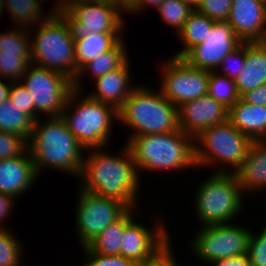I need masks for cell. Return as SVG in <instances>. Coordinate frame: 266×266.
<instances>
[{
  "label": "cell",
  "mask_w": 266,
  "mask_h": 266,
  "mask_svg": "<svg viewBox=\"0 0 266 266\" xmlns=\"http://www.w3.org/2000/svg\"><path fill=\"white\" fill-rule=\"evenodd\" d=\"M9 229H0V266H25L24 245Z\"/></svg>",
  "instance_id": "32"
},
{
  "label": "cell",
  "mask_w": 266,
  "mask_h": 266,
  "mask_svg": "<svg viewBox=\"0 0 266 266\" xmlns=\"http://www.w3.org/2000/svg\"><path fill=\"white\" fill-rule=\"evenodd\" d=\"M199 184L194 192L193 209L201 226L238 221L245 209V194L235 173H211Z\"/></svg>",
  "instance_id": "8"
},
{
  "label": "cell",
  "mask_w": 266,
  "mask_h": 266,
  "mask_svg": "<svg viewBox=\"0 0 266 266\" xmlns=\"http://www.w3.org/2000/svg\"><path fill=\"white\" fill-rule=\"evenodd\" d=\"M14 200L15 198L13 196L0 193V229L10 228L9 226L4 225V222L5 220H7V217L9 218V216L11 215V212L13 211V208H14L13 206L15 204Z\"/></svg>",
  "instance_id": "41"
},
{
  "label": "cell",
  "mask_w": 266,
  "mask_h": 266,
  "mask_svg": "<svg viewBox=\"0 0 266 266\" xmlns=\"http://www.w3.org/2000/svg\"><path fill=\"white\" fill-rule=\"evenodd\" d=\"M45 1V4H46V1L47 0H44ZM60 8H66V0H57V4L54 5L53 8H51L53 11H57L59 10Z\"/></svg>",
  "instance_id": "48"
},
{
  "label": "cell",
  "mask_w": 266,
  "mask_h": 266,
  "mask_svg": "<svg viewBox=\"0 0 266 266\" xmlns=\"http://www.w3.org/2000/svg\"><path fill=\"white\" fill-rule=\"evenodd\" d=\"M208 265H211V266H251V263L249 261L248 254H244V255L228 257L226 259L215 260V261L208 263Z\"/></svg>",
  "instance_id": "43"
},
{
  "label": "cell",
  "mask_w": 266,
  "mask_h": 266,
  "mask_svg": "<svg viewBox=\"0 0 266 266\" xmlns=\"http://www.w3.org/2000/svg\"><path fill=\"white\" fill-rule=\"evenodd\" d=\"M90 2V1H99V0H66V8L68 9L72 4L78 3V2Z\"/></svg>",
  "instance_id": "49"
},
{
  "label": "cell",
  "mask_w": 266,
  "mask_h": 266,
  "mask_svg": "<svg viewBox=\"0 0 266 266\" xmlns=\"http://www.w3.org/2000/svg\"><path fill=\"white\" fill-rule=\"evenodd\" d=\"M208 95L227 110L240 99L235 80L223 76L217 71L209 72Z\"/></svg>",
  "instance_id": "29"
},
{
  "label": "cell",
  "mask_w": 266,
  "mask_h": 266,
  "mask_svg": "<svg viewBox=\"0 0 266 266\" xmlns=\"http://www.w3.org/2000/svg\"><path fill=\"white\" fill-rule=\"evenodd\" d=\"M83 93L73 89L61 117L85 150L108 147L113 125L118 122V110Z\"/></svg>",
  "instance_id": "5"
},
{
  "label": "cell",
  "mask_w": 266,
  "mask_h": 266,
  "mask_svg": "<svg viewBox=\"0 0 266 266\" xmlns=\"http://www.w3.org/2000/svg\"><path fill=\"white\" fill-rule=\"evenodd\" d=\"M245 57L246 42H243L239 47L222 59L216 71L223 76L236 80L244 67Z\"/></svg>",
  "instance_id": "35"
},
{
  "label": "cell",
  "mask_w": 266,
  "mask_h": 266,
  "mask_svg": "<svg viewBox=\"0 0 266 266\" xmlns=\"http://www.w3.org/2000/svg\"><path fill=\"white\" fill-rule=\"evenodd\" d=\"M160 87L163 96L177 108L208 94L209 70L189 65L183 58L169 57L161 62Z\"/></svg>",
  "instance_id": "12"
},
{
  "label": "cell",
  "mask_w": 266,
  "mask_h": 266,
  "mask_svg": "<svg viewBox=\"0 0 266 266\" xmlns=\"http://www.w3.org/2000/svg\"><path fill=\"white\" fill-rule=\"evenodd\" d=\"M185 4H187L192 10H197L200 6L202 0H182Z\"/></svg>",
  "instance_id": "47"
},
{
  "label": "cell",
  "mask_w": 266,
  "mask_h": 266,
  "mask_svg": "<svg viewBox=\"0 0 266 266\" xmlns=\"http://www.w3.org/2000/svg\"><path fill=\"white\" fill-rule=\"evenodd\" d=\"M240 98L252 105L266 106V84L244 93Z\"/></svg>",
  "instance_id": "42"
},
{
  "label": "cell",
  "mask_w": 266,
  "mask_h": 266,
  "mask_svg": "<svg viewBox=\"0 0 266 266\" xmlns=\"http://www.w3.org/2000/svg\"><path fill=\"white\" fill-rule=\"evenodd\" d=\"M262 4L264 5V8L266 10V0H261Z\"/></svg>",
  "instance_id": "51"
},
{
  "label": "cell",
  "mask_w": 266,
  "mask_h": 266,
  "mask_svg": "<svg viewBox=\"0 0 266 266\" xmlns=\"http://www.w3.org/2000/svg\"><path fill=\"white\" fill-rule=\"evenodd\" d=\"M76 202V237L84 247L105 228L119 219L128 208L120 201L100 197L79 187Z\"/></svg>",
  "instance_id": "13"
},
{
  "label": "cell",
  "mask_w": 266,
  "mask_h": 266,
  "mask_svg": "<svg viewBox=\"0 0 266 266\" xmlns=\"http://www.w3.org/2000/svg\"><path fill=\"white\" fill-rule=\"evenodd\" d=\"M214 22V20H211L206 15L193 10L189 14L183 30L177 35L178 40H180L183 46L173 57L182 58L191 48L206 40V36Z\"/></svg>",
  "instance_id": "26"
},
{
  "label": "cell",
  "mask_w": 266,
  "mask_h": 266,
  "mask_svg": "<svg viewBox=\"0 0 266 266\" xmlns=\"http://www.w3.org/2000/svg\"><path fill=\"white\" fill-rule=\"evenodd\" d=\"M29 150L22 156L0 160V193L22 197L38 180Z\"/></svg>",
  "instance_id": "18"
},
{
  "label": "cell",
  "mask_w": 266,
  "mask_h": 266,
  "mask_svg": "<svg viewBox=\"0 0 266 266\" xmlns=\"http://www.w3.org/2000/svg\"><path fill=\"white\" fill-rule=\"evenodd\" d=\"M123 37L111 50L104 52L103 54L97 56L93 61L88 62L79 72L73 81V89L85 90L84 86L85 80H82L84 75L91 77L94 81L95 79L105 75L107 72L119 68L129 57L126 43ZM83 76V77H82Z\"/></svg>",
  "instance_id": "23"
},
{
  "label": "cell",
  "mask_w": 266,
  "mask_h": 266,
  "mask_svg": "<svg viewBox=\"0 0 266 266\" xmlns=\"http://www.w3.org/2000/svg\"><path fill=\"white\" fill-rule=\"evenodd\" d=\"M227 22L243 42H266V10L261 0H232Z\"/></svg>",
  "instance_id": "17"
},
{
  "label": "cell",
  "mask_w": 266,
  "mask_h": 266,
  "mask_svg": "<svg viewBox=\"0 0 266 266\" xmlns=\"http://www.w3.org/2000/svg\"><path fill=\"white\" fill-rule=\"evenodd\" d=\"M28 150L38 176L48 168L69 173L79 181L85 149L61 116L40 117L34 122Z\"/></svg>",
  "instance_id": "2"
},
{
  "label": "cell",
  "mask_w": 266,
  "mask_h": 266,
  "mask_svg": "<svg viewBox=\"0 0 266 266\" xmlns=\"http://www.w3.org/2000/svg\"><path fill=\"white\" fill-rule=\"evenodd\" d=\"M124 232L125 213L90 241L86 247L91 252L99 255H120Z\"/></svg>",
  "instance_id": "28"
},
{
  "label": "cell",
  "mask_w": 266,
  "mask_h": 266,
  "mask_svg": "<svg viewBox=\"0 0 266 266\" xmlns=\"http://www.w3.org/2000/svg\"><path fill=\"white\" fill-rule=\"evenodd\" d=\"M232 6V0H202L197 11L215 22L227 21Z\"/></svg>",
  "instance_id": "38"
},
{
  "label": "cell",
  "mask_w": 266,
  "mask_h": 266,
  "mask_svg": "<svg viewBox=\"0 0 266 266\" xmlns=\"http://www.w3.org/2000/svg\"><path fill=\"white\" fill-rule=\"evenodd\" d=\"M29 36L31 63L62 73L74 81L78 75L75 40L65 20L54 11L44 22L29 27Z\"/></svg>",
  "instance_id": "7"
},
{
  "label": "cell",
  "mask_w": 266,
  "mask_h": 266,
  "mask_svg": "<svg viewBox=\"0 0 266 266\" xmlns=\"http://www.w3.org/2000/svg\"><path fill=\"white\" fill-rule=\"evenodd\" d=\"M29 64L18 52H0V78L20 82Z\"/></svg>",
  "instance_id": "33"
},
{
  "label": "cell",
  "mask_w": 266,
  "mask_h": 266,
  "mask_svg": "<svg viewBox=\"0 0 266 266\" xmlns=\"http://www.w3.org/2000/svg\"><path fill=\"white\" fill-rule=\"evenodd\" d=\"M136 209H128L125 212V232L122 236L120 255L135 263L141 262L153 256L171 238L165 218L156 217L154 225L150 229L146 224L140 223ZM138 217V218H137ZM138 221V222H137ZM166 226V227H165Z\"/></svg>",
  "instance_id": "14"
},
{
  "label": "cell",
  "mask_w": 266,
  "mask_h": 266,
  "mask_svg": "<svg viewBox=\"0 0 266 266\" xmlns=\"http://www.w3.org/2000/svg\"><path fill=\"white\" fill-rule=\"evenodd\" d=\"M235 84L240 97L266 84V42H246L244 67Z\"/></svg>",
  "instance_id": "21"
},
{
  "label": "cell",
  "mask_w": 266,
  "mask_h": 266,
  "mask_svg": "<svg viewBox=\"0 0 266 266\" xmlns=\"http://www.w3.org/2000/svg\"><path fill=\"white\" fill-rule=\"evenodd\" d=\"M28 150V141L19 135L0 131V160L22 156Z\"/></svg>",
  "instance_id": "36"
},
{
  "label": "cell",
  "mask_w": 266,
  "mask_h": 266,
  "mask_svg": "<svg viewBox=\"0 0 266 266\" xmlns=\"http://www.w3.org/2000/svg\"><path fill=\"white\" fill-rule=\"evenodd\" d=\"M242 43L227 21L214 22L206 40L195 45L182 58L198 69L216 71L222 59Z\"/></svg>",
  "instance_id": "15"
},
{
  "label": "cell",
  "mask_w": 266,
  "mask_h": 266,
  "mask_svg": "<svg viewBox=\"0 0 266 266\" xmlns=\"http://www.w3.org/2000/svg\"><path fill=\"white\" fill-rule=\"evenodd\" d=\"M33 124L34 121L15 107L9 99L0 102V131L22 136L29 141Z\"/></svg>",
  "instance_id": "27"
},
{
  "label": "cell",
  "mask_w": 266,
  "mask_h": 266,
  "mask_svg": "<svg viewBox=\"0 0 266 266\" xmlns=\"http://www.w3.org/2000/svg\"><path fill=\"white\" fill-rule=\"evenodd\" d=\"M262 230L251 232L247 254L251 266H266V223Z\"/></svg>",
  "instance_id": "37"
},
{
  "label": "cell",
  "mask_w": 266,
  "mask_h": 266,
  "mask_svg": "<svg viewBox=\"0 0 266 266\" xmlns=\"http://www.w3.org/2000/svg\"><path fill=\"white\" fill-rule=\"evenodd\" d=\"M20 83L33 97L36 112L41 117L61 116L73 81L62 73L30 63Z\"/></svg>",
  "instance_id": "10"
},
{
  "label": "cell",
  "mask_w": 266,
  "mask_h": 266,
  "mask_svg": "<svg viewBox=\"0 0 266 266\" xmlns=\"http://www.w3.org/2000/svg\"><path fill=\"white\" fill-rule=\"evenodd\" d=\"M4 11H6L4 9V0H0V19H1V15L4 13Z\"/></svg>",
  "instance_id": "50"
},
{
  "label": "cell",
  "mask_w": 266,
  "mask_h": 266,
  "mask_svg": "<svg viewBox=\"0 0 266 266\" xmlns=\"http://www.w3.org/2000/svg\"><path fill=\"white\" fill-rule=\"evenodd\" d=\"M235 174L245 196L255 195L257 192L261 194L266 190V139L252 142L245 160Z\"/></svg>",
  "instance_id": "20"
},
{
  "label": "cell",
  "mask_w": 266,
  "mask_h": 266,
  "mask_svg": "<svg viewBox=\"0 0 266 266\" xmlns=\"http://www.w3.org/2000/svg\"><path fill=\"white\" fill-rule=\"evenodd\" d=\"M252 142L228 119L208 127L194 137L196 167L214 168L213 173H235Z\"/></svg>",
  "instance_id": "6"
},
{
  "label": "cell",
  "mask_w": 266,
  "mask_h": 266,
  "mask_svg": "<svg viewBox=\"0 0 266 266\" xmlns=\"http://www.w3.org/2000/svg\"><path fill=\"white\" fill-rule=\"evenodd\" d=\"M227 119L252 141L266 139V106L252 105L240 98L228 109Z\"/></svg>",
  "instance_id": "22"
},
{
  "label": "cell",
  "mask_w": 266,
  "mask_h": 266,
  "mask_svg": "<svg viewBox=\"0 0 266 266\" xmlns=\"http://www.w3.org/2000/svg\"><path fill=\"white\" fill-rule=\"evenodd\" d=\"M124 37L122 33H90L75 40V62L79 72L88 62L111 50Z\"/></svg>",
  "instance_id": "24"
},
{
  "label": "cell",
  "mask_w": 266,
  "mask_h": 266,
  "mask_svg": "<svg viewBox=\"0 0 266 266\" xmlns=\"http://www.w3.org/2000/svg\"><path fill=\"white\" fill-rule=\"evenodd\" d=\"M164 0H138V4L137 7L130 13L131 14H140L141 12H143L144 10H146V8H151L153 7V9L155 8L157 10V8L160 6V4L163 2Z\"/></svg>",
  "instance_id": "45"
},
{
  "label": "cell",
  "mask_w": 266,
  "mask_h": 266,
  "mask_svg": "<svg viewBox=\"0 0 266 266\" xmlns=\"http://www.w3.org/2000/svg\"><path fill=\"white\" fill-rule=\"evenodd\" d=\"M235 223L200 226L188 242L194 256L201 263H210L247 254L252 230Z\"/></svg>",
  "instance_id": "9"
},
{
  "label": "cell",
  "mask_w": 266,
  "mask_h": 266,
  "mask_svg": "<svg viewBox=\"0 0 266 266\" xmlns=\"http://www.w3.org/2000/svg\"><path fill=\"white\" fill-rule=\"evenodd\" d=\"M123 147L120 154L115 155L107 152L106 147L85 150L79 187L97 196L118 200L128 209H136L142 179L131 151L126 144Z\"/></svg>",
  "instance_id": "1"
},
{
  "label": "cell",
  "mask_w": 266,
  "mask_h": 266,
  "mask_svg": "<svg viewBox=\"0 0 266 266\" xmlns=\"http://www.w3.org/2000/svg\"><path fill=\"white\" fill-rule=\"evenodd\" d=\"M228 110L208 94L178 107V126L191 137L227 119Z\"/></svg>",
  "instance_id": "16"
},
{
  "label": "cell",
  "mask_w": 266,
  "mask_h": 266,
  "mask_svg": "<svg viewBox=\"0 0 266 266\" xmlns=\"http://www.w3.org/2000/svg\"><path fill=\"white\" fill-rule=\"evenodd\" d=\"M68 25L74 40L90 33H124L125 17L108 1H88L72 4L56 11Z\"/></svg>",
  "instance_id": "11"
},
{
  "label": "cell",
  "mask_w": 266,
  "mask_h": 266,
  "mask_svg": "<svg viewBox=\"0 0 266 266\" xmlns=\"http://www.w3.org/2000/svg\"><path fill=\"white\" fill-rule=\"evenodd\" d=\"M130 65L131 62L128 58L119 68L95 79V89L88 95L95 100L110 104L118 110L136 87V85H131L133 78L130 74Z\"/></svg>",
  "instance_id": "19"
},
{
  "label": "cell",
  "mask_w": 266,
  "mask_h": 266,
  "mask_svg": "<svg viewBox=\"0 0 266 266\" xmlns=\"http://www.w3.org/2000/svg\"><path fill=\"white\" fill-rule=\"evenodd\" d=\"M6 80L0 78V102L8 99L9 97V89L11 87V81L7 80V83H5Z\"/></svg>",
  "instance_id": "46"
},
{
  "label": "cell",
  "mask_w": 266,
  "mask_h": 266,
  "mask_svg": "<svg viewBox=\"0 0 266 266\" xmlns=\"http://www.w3.org/2000/svg\"><path fill=\"white\" fill-rule=\"evenodd\" d=\"M154 90L147 84H136L118 109L117 123L132 130L126 143L134 136L169 133L179 129L178 108L160 90Z\"/></svg>",
  "instance_id": "4"
},
{
  "label": "cell",
  "mask_w": 266,
  "mask_h": 266,
  "mask_svg": "<svg viewBox=\"0 0 266 266\" xmlns=\"http://www.w3.org/2000/svg\"><path fill=\"white\" fill-rule=\"evenodd\" d=\"M172 238L160 248L153 256L141 262H137L135 266H181L177 262L172 247Z\"/></svg>",
  "instance_id": "40"
},
{
  "label": "cell",
  "mask_w": 266,
  "mask_h": 266,
  "mask_svg": "<svg viewBox=\"0 0 266 266\" xmlns=\"http://www.w3.org/2000/svg\"><path fill=\"white\" fill-rule=\"evenodd\" d=\"M8 99L34 122L41 117L35 110L33 97L20 82H11Z\"/></svg>",
  "instance_id": "34"
},
{
  "label": "cell",
  "mask_w": 266,
  "mask_h": 266,
  "mask_svg": "<svg viewBox=\"0 0 266 266\" xmlns=\"http://www.w3.org/2000/svg\"><path fill=\"white\" fill-rule=\"evenodd\" d=\"M85 262L82 266H135V262L122 255H99L91 252L86 246L81 247Z\"/></svg>",
  "instance_id": "39"
},
{
  "label": "cell",
  "mask_w": 266,
  "mask_h": 266,
  "mask_svg": "<svg viewBox=\"0 0 266 266\" xmlns=\"http://www.w3.org/2000/svg\"><path fill=\"white\" fill-rule=\"evenodd\" d=\"M122 15L130 14L138 4V0H108Z\"/></svg>",
  "instance_id": "44"
},
{
  "label": "cell",
  "mask_w": 266,
  "mask_h": 266,
  "mask_svg": "<svg viewBox=\"0 0 266 266\" xmlns=\"http://www.w3.org/2000/svg\"><path fill=\"white\" fill-rule=\"evenodd\" d=\"M156 11L160 15V21L175 29L178 35L193 10L182 0H164Z\"/></svg>",
  "instance_id": "31"
},
{
  "label": "cell",
  "mask_w": 266,
  "mask_h": 266,
  "mask_svg": "<svg viewBox=\"0 0 266 266\" xmlns=\"http://www.w3.org/2000/svg\"><path fill=\"white\" fill-rule=\"evenodd\" d=\"M141 173H163L197 168L194 138L181 129L169 133L138 135L125 143Z\"/></svg>",
  "instance_id": "3"
},
{
  "label": "cell",
  "mask_w": 266,
  "mask_h": 266,
  "mask_svg": "<svg viewBox=\"0 0 266 266\" xmlns=\"http://www.w3.org/2000/svg\"><path fill=\"white\" fill-rule=\"evenodd\" d=\"M42 4L44 0H4V9L13 26L31 27L44 22L54 12L50 10L46 14Z\"/></svg>",
  "instance_id": "25"
},
{
  "label": "cell",
  "mask_w": 266,
  "mask_h": 266,
  "mask_svg": "<svg viewBox=\"0 0 266 266\" xmlns=\"http://www.w3.org/2000/svg\"><path fill=\"white\" fill-rule=\"evenodd\" d=\"M0 31V52H18L31 63L29 27L13 26Z\"/></svg>",
  "instance_id": "30"
}]
</instances>
